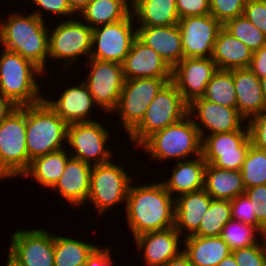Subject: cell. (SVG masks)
Returning <instances> with one entry per match:
<instances>
[{
	"instance_id": "b9f144b4",
	"label": "cell",
	"mask_w": 266,
	"mask_h": 266,
	"mask_svg": "<svg viewBox=\"0 0 266 266\" xmlns=\"http://www.w3.org/2000/svg\"><path fill=\"white\" fill-rule=\"evenodd\" d=\"M231 253L235 257L238 266H266L265 239L253 246L237 249Z\"/></svg>"
},
{
	"instance_id": "74e56055",
	"label": "cell",
	"mask_w": 266,
	"mask_h": 266,
	"mask_svg": "<svg viewBox=\"0 0 266 266\" xmlns=\"http://www.w3.org/2000/svg\"><path fill=\"white\" fill-rule=\"evenodd\" d=\"M240 171L245 189L266 184V151L251 145Z\"/></svg>"
},
{
	"instance_id": "f546056e",
	"label": "cell",
	"mask_w": 266,
	"mask_h": 266,
	"mask_svg": "<svg viewBox=\"0 0 266 266\" xmlns=\"http://www.w3.org/2000/svg\"><path fill=\"white\" fill-rule=\"evenodd\" d=\"M70 152L64 148L34 158L28 170L21 176V179H31L40 184L41 187L51 189L59 180L67 161L71 158Z\"/></svg>"
},
{
	"instance_id": "9a60e30c",
	"label": "cell",
	"mask_w": 266,
	"mask_h": 266,
	"mask_svg": "<svg viewBox=\"0 0 266 266\" xmlns=\"http://www.w3.org/2000/svg\"><path fill=\"white\" fill-rule=\"evenodd\" d=\"M252 145L249 129L206 135L201 143V155L207 164L227 170H241Z\"/></svg>"
},
{
	"instance_id": "9c48e42d",
	"label": "cell",
	"mask_w": 266,
	"mask_h": 266,
	"mask_svg": "<svg viewBox=\"0 0 266 266\" xmlns=\"http://www.w3.org/2000/svg\"><path fill=\"white\" fill-rule=\"evenodd\" d=\"M29 168L26 106L16 107L0 125V182L16 179Z\"/></svg>"
},
{
	"instance_id": "8fae6325",
	"label": "cell",
	"mask_w": 266,
	"mask_h": 266,
	"mask_svg": "<svg viewBox=\"0 0 266 266\" xmlns=\"http://www.w3.org/2000/svg\"><path fill=\"white\" fill-rule=\"evenodd\" d=\"M171 79L138 78L124 81L117 108L119 125L127 135L144 117L146 110L162 87Z\"/></svg>"
},
{
	"instance_id": "f1b7e54d",
	"label": "cell",
	"mask_w": 266,
	"mask_h": 266,
	"mask_svg": "<svg viewBox=\"0 0 266 266\" xmlns=\"http://www.w3.org/2000/svg\"><path fill=\"white\" fill-rule=\"evenodd\" d=\"M136 26H168L179 22L175 0H132Z\"/></svg>"
},
{
	"instance_id": "60d3db41",
	"label": "cell",
	"mask_w": 266,
	"mask_h": 266,
	"mask_svg": "<svg viewBox=\"0 0 266 266\" xmlns=\"http://www.w3.org/2000/svg\"><path fill=\"white\" fill-rule=\"evenodd\" d=\"M232 219L244 224L258 227L263 233L265 229L257 222L256 214L252 208L251 200L245 193L230 200Z\"/></svg>"
},
{
	"instance_id": "f6af8a7d",
	"label": "cell",
	"mask_w": 266,
	"mask_h": 266,
	"mask_svg": "<svg viewBox=\"0 0 266 266\" xmlns=\"http://www.w3.org/2000/svg\"><path fill=\"white\" fill-rule=\"evenodd\" d=\"M243 14L266 35V0H246Z\"/></svg>"
},
{
	"instance_id": "ac0fdd59",
	"label": "cell",
	"mask_w": 266,
	"mask_h": 266,
	"mask_svg": "<svg viewBox=\"0 0 266 266\" xmlns=\"http://www.w3.org/2000/svg\"><path fill=\"white\" fill-rule=\"evenodd\" d=\"M218 70L210 58H183L173 69L171 81L189 105L204 95L205 88Z\"/></svg>"
},
{
	"instance_id": "7bdbcfd3",
	"label": "cell",
	"mask_w": 266,
	"mask_h": 266,
	"mask_svg": "<svg viewBox=\"0 0 266 266\" xmlns=\"http://www.w3.org/2000/svg\"><path fill=\"white\" fill-rule=\"evenodd\" d=\"M244 193L251 200L257 222L266 230V184L247 188Z\"/></svg>"
},
{
	"instance_id": "f35d334b",
	"label": "cell",
	"mask_w": 266,
	"mask_h": 266,
	"mask_svg": "<svg viewBox=\"0 0 266 266\" xmlns=\"http://www.w3.org/2000/svg\"><path fill=\"white\" fill-rule=\"evenodd\" d=\"M32 1L35 6V9L32 11L37 17L43 21H48L49 19L45 18V15L57 16V20L62 18L63 20L71 19L76 14L71 10L67 0H29ZM46 12V14H44ZM60 17V18H59ZM66 17V18H65ZM45 19V20H44Z\"/></svg>"
},
{
	"instance_id": "30bf717a",
	"label": "cell",
	"mask_w": 266,
	"mask_h": 266,
	"mask_svg": "<svg viewBox=\"0 0 266 266\" xmlns=\"http://www.w3.org/2000/svg\"><path fill=\"white\" fill-rule=\"evenodd\" d=\"M100 119L67 126L66 149L71 152V157L91 166L110 162L115 154L107 144L112 136L109 133L112 132L107 130Z\"/></svg>"
},
{
	"instance_id": "4fadbf2b",
	"label": "cell",
	"mask_w": 266,
	"mask_h": 266,
	"mask_svg": "<svg viewBox=\"0 0 266 266\" xmlns=\"http://www.w3.org/2000/svg\"><path fill=\"white\" fill-rule=\"evenodd\" d=\"M83 64L90 70L83 82L102 113H105L102 115L111 116L118 106L125 81L122 64L92 58Z\"/></svg>"
},
{
	"instance_id": "603a6c76",
	"label": "cell",
	"mask_w": 266,
	"mask_h": 266,
	"mask_svg": "<svg viewBox=\"0 0 266 266\" xmlns=\"http://www.w3.org/2000/svg\"><path fill=\"white\" fill-rule=\"evenodd\" d=\"M137 37L153 48L173 69L183 59L178 24L168 26H137Z\"/></svg>"
},
{
	"instance_id": "ba28073f",
	"label": "cell",
	"mask_w": 266,
	"mask_h": 266,
	"mask_svg": "<svg viewBox=\"0 0 266 266\" xmlns=\"http://www.w3.org/2000/svg\"><path fill=\"white\" fill-rule=\"evenodd\" d=\"M58 22L55 27L49 26L48 60L61 61V70L67 72L66 69L71 71L72 65L77 66L81 58L82 63L90 58L92 29L78 16Z\"/></svg>"
},
{
	"instance_id": "836d02e7",
	"label": "cell",
	"mask_w": 266,
	"mask_h": 266,
	"mask_svg": "<svg viewBox=\"0 0 266 266\" xmlns=\"http://www.w3.org/2000/svg\"><path fill=\"white\" fill-rule=\"evenodd\" d=\"M202 98L221 106L237 108L232 70L218 69L207 84Z\"/></svg>"
},
{
	"instance_id": "83f0119b",
	"label": "cell",
	"mask_w": 266,
	"mask_h": 266,
	"mask_svg": "<svg viewBox=\"0 0 266 266\" xmlns=\"http://www.w3.org/2000/svg\"><path fill=\"white\" fill-rule=\"evenodd\" d=\"M183 252L193 266H217L231 251L220 236L191 235L183 238Z\"/></svg>"
},
{
	"instance_id": "d4e9b609",
	"label": "cell",
	"mask_w": 266,
	"mask_h": 266,
	"mask_svg": "<svg viewBox=\"0 0 266 266\" xmlns=\"http://www.w3.org/2000/svg\"><path fill=\"white\" fill-rule=\"evenodd\" d=\"M237 110L248 121L264 112L260 79L249 68L232 69Z\"/></svg>"
},
{
	"instance_id": "7dc6e473",
	"label": "cell",
	"mask_w": 266,
	"mask_h": 266,
	"mask_svg": "<svg viewBox=\"0 0 266 266\" xmlns=\"http://www.w3.org/2000/svg\"><path fill=\"white\" fill-rule=\"evenodd\" d=\"M115 259L112 258L111 246L98 245L89 255L84 266H114Z\"/></svg>"
},
{
	"instance_id": "cb8c5ba5",
	"label": "cell",
	"mask_w": 266,
	"mask_h": 266,
	"mask_svg": "<svg viewBox=\"0 0 266 266\" xmlns=\"http://www.w3.org/2000/svg\"><path fill=\"white\" fill-rule=\"evenodd\" d=\"M212 197L204 188L175 198V230L183 237L193 235L210 208Z\"/></svg>"
},
{
	"instance_id": "bcb514c9",
	"label": "cell",
	"mask_w": 266,
	"mask_h": 266,
	"mask_svg": "<svg viewBox=\"0 0 266 266\" xmlns=\"http://www.w3.org/2000/svg\"><path fill=\"white\" fill-rule=\"evenodd\" d=\"M180 19L210 14V0H175Z\"/></svg>"
},
{
	"instance_id": "484cf974",
	"label": "cell",
	"mask_w": 266,
	"mask_h": 266,
	"mask_svg": "<svg viewBox=\"0 0 266 266\" xmlns=\"http://www.w3.org/2000/svg\"><path fill=\"white\" fill-rule=\"evenodd\" d=\"M176 163L169 179L161 180L165 189L174 198L204 188L207 163L202 155Z\"/></svg>"
},
{
	"instance_id": "5b68a950",
	"label": "cell",
	"mask_w": 266,
	"mask_h": 266,
	"mask_svg": "<svg viewBox=\"0 0 266 266\" xmlns=\"http://www.w3.org/2000/svg\"><path fill=\"white\" fill-rule=\"evenodd\" d=\"M67 126L68 124L44 100L26 106V147L29 166L36 157L66 148Z\"/></svg>"
},
{
	"instance_id": "4dcf8cb0",
	"label": "cell",
	"mask_w": 266,
	"mask_h": 266,
	"mask_svg": "<svg viewBox=\"0 0 266 266\" xmlns=\"http://www.w3.org/2000/svg\"><path fill=\"white\" fill-rule=\"evenodd\" d=\"M204 189L212 199L232 200L245 192L240 170H227L207 164Z\"/></svg>"
},
{
	"instance_id": "f5cc1de1",
	"label": "cell",
	"mask_w": 266,
	"mask_h": 266,
	"mask_svg": "<svg viewBox=\"0 0 266 266\" xmlns=\"http://www.w3.org/2000/svg\"><path fill=\"white\" fill-rule=\"evenodd\" d=\"M217 266H238L232 253L219 262Z\"/></svg>"
},
{
	"instance_id": "11a10c76",
	"label": "cell",
	"mask_w": 266,
	"mask_h": 266,
	"mask_svg": "<svg viewBox=\"0 0 266 266\" xmlns=\"http://www.w3.org/2000/svg\"><path fill=\"white\" fill-rule=\"evenodd\" d=\"M6 264L4 266H15L14 264H12L8 259L5 262Z\"/></svg>"
},
{
	"instance_id": "7402d4cb",
	"label": "cell",
	"mask_w": 266,
	"mask_h": 266,
	"mask_svg": "<svg viewBox=\"0 0 266 266\" xmlns=\"http://www.w3.org/2000/svg\"><path fill=\"white\" fill-rule=\"evenodd\" d=\"M125 80L138 78L172 79V69L162 57L138 37L122 63Z\"/></svg>"
},
{
	"instance_id": "681fc988",
	"label": "cell",
	"mask_w": 266,
	"mask_h": 266,
	"mask_svg": "<svg viewBox=\"0 0 266 266\" xmlns=\"http://www.w3.org/2000/svg\"><path fill=\"white\" fill-rule=\"evenodd\" d=\"M16 108V106L2 93H0V125L3 120Z\"/></svg>"
},
{
	"instance_id": "e0dca14e",
	"label": "cell",
	"mask_w": 266,
	"mask_h": 266,
	"mask_svg": "<svg viewBox=\"0 0 266 266\" xmlns=\"http://www.w3.org/2000/svg\"><path fill=\"white\" fill-rule=\"evenodd\" d=\"M183 58H210L223 25L211 14L179 19Z\"/></svg>"
},
{
	"instance_id": "5bb4252c",
	"label": "cell",
	"mask_w": 266,
	"mask_h": 266,
	"mask_svg": "<svg viewBox=\"0 0 266 266\" xmlns=\"http://www.w3.org/2000/svg\"><path fill=\"white\" fill-rule=\"evenodd\" d=\"M132 12L123 20L92 29L90 58L122 64L137 37Z\"/></svg>"
},
{
	"instance_id": "f907efd6",
	"label": "cell",
	"mask_w": 266,
	"mask_h": 266,
	"mask_svg": "<svg viewBox=\"0 0 266 266\" xmlns=\"http://www.w3.org/2000/svg\"><path fill=\"white\" fill-rule=\"evenodd\" d=\"M163 266H193L189 257L182 251L178 256L169 260Z\"/></svg>"
},
{
	"instance_id": "7a4b0ae2",
	"label": "cell",
	"mask_w": 266,
	"mask_h": 266,
	"mask_svg": "<svg viewBox=\"0 0 266 266\" xmlns=\"http://www.w3.org/2000/svg\"><path fill=\"white\" fill-rule=\"evenodd\" d=\"M27 13L16 11L0 18V50L18 53L48 74L49 28L46 21Z\"/></svg>"
},
{
	"instance_id": "4316f807",
	"label": "cell",
	"mask_w": 266,
	"mask_h": 266,
	"mask_svg": "<svg viewBox=\"0 0 266 266\" xmlns=\"http://www.w3.org/2000/svg\"><path fill=\"white\" fill-rule=\"evenodd\" d=\"M253 51L222 27L217 35L211 58L218 69L248 68Z\"/></svg>"
},
{
	"instance_id": "d6986e66",
	"label": "cell",
	"mask_w": 266,
	"mask_h": 266,
	"mask_svg": "<svg viewBox=\"0 0 266 266\" xmlns=\"http://www.w3.org/2000/svg\"><path fill=\"white\" fill-rule=\"evenodd\" d=\"M78 82L80 83L77 84L76 82L72 86L65 87L56 99L54 97L49 98L46 94L43 98L48 106L68 125L96 121L93 111L95 109L102 111L95 103L86 84L81 79Z\"/></svg>"
},
{
	"instance_id": "c3c4849f",
	"label": "cell",
	"mask_w": 266,
	"mask_h": 266,
	"mask_svg": "<svg viewBox=\"0 0 266 266\" xmlns=\"http://www.w3.org/2000/svg\"><path fill=\"white\" fill-rule=\"evenodd\" d=\"M248 68L259 79L266 77V45L253 52Z\"/></svg>"
},
{
	"instance_id": "44dd1931",
	"label": "cell",
	"mask_w": 266,
	"mask_h": 266,
	"mask_svg": "<svg viewBox=\"0 0 266 266\" xmlns=\"http://www.w3.org/2000/svg\"><path fill=\"white\" fill-rule=\"evenodd\" d=\"M92 166L82 160L71 157L65 166L63 174L50 189L58 194L63 202L70 207L81 210L87 205L90 192V174ZM72 205V206H71Z\"/></svg>"
},
{
	"instance_id": "6da1fadb",
	"label": "cell",
	"mask_w": 266,
	"mask_h": 266,
	"mask_svg": "<svg viewBox=\"0 0 266 266\" xmlns=\"http://www.w3.org/2000/svg\"><path fill=\"white\" fill-rule=\"evenodd\" d=\"M130 185L125 207V221L132 237L174 227L175 198L161 181Z\"/></svg>"
},
{
	"instance_id": "db71d44e",
	"label": "cell",
	"mask_w": 266,
	"mask_h": 266,
	"mask_svg": "<svg viewBox=\"0 0 266 266\" xmlns=\"http://www.w3.org/2000/svg\"><path fill=\"white\" fill-rule=\"evenodd\" d=\"M260 84L262 87V94L264 100V111H266V77L260 79Z\"/></svg>"
},
{
	"instance_id": "d590c367",
	"label": "cell",
	"mask_w": 266,
	"mask_h": 266,
	"mask_svg": "<svg viewBox=\"0 0 266 266\" xmlns=\"http://www.w3.org/2000/svg\"><path fill=\"white\" fill-rule=\"evenodd\" d=\"M232 219L229 200L212 199L210 208L205 212L198 230L193 235L220 236L223 226Z\"/></svg>"
},
{
	"instance_id": "ffe728a7",
	"label": "cell",
	"mask_w": 266,
	"mask_h": 266,
	"mask_svg": "<svg viewBox=\"0 0 266 266\" xmlns=\"http://www.w3.org/2000/svg\"><path fill=\"white\" fill-rule=\"evenodd\" d=\"M133 240L137 252L143 256L144 266H163L183 251V237L175 227L146 232Z\"/></svg>"
},
{
	"instance_id": "3957f363",
	"label": "cell",
	"mask_w": 266,
	"mask_h": 266,
	"mask_svg": "<svg viewBox=\"0 0 266 266\" xmlns=\"http://www.w3.org/2000/svg\"><path fill=\"white\" fill-rule=\"evenodd\" d=\"M0 53V93L16 107L42 102L45 92L39 79L45 74L18 53L4 48Z\"/></svg>"
},
{
	"instance_id": "8d00e7d4",
	"label": "cell",
	"mask_w": 266,
	"mask_h": 266,
	"mask_svg": "<svg viewBox=\"0 0 266 266\" xmlns=\"http://www.w3.org/2000/svg\"><path fill=\"white\" fill-rule=\"evenodd\" d=\"M223 27L253 52L266 45V35L250 22L244 14L228 20Z\"/></svg>"
},
{
	"instance_id": "7c38bea8",
	"label": "cell",
	"mask_w": 266,
	"mask_h": 266,
	"mask_svg": "<svg viewBox=\"0 0 266 266\" xmlns=\"http://www.w3.org/2000/svg\"><path fill=\"white\" fill-rule=\"evenodd\" d=\"M7 259L15 266H54V233L46 228L10 233Z\"/></svg>"
},
{
	"instance_id": "52a82bcc",
	"label": "cell",
	"mask_w": 266,
	"mask_h": 266,
	"mask_svg": "<svg viewBox=\"0 0 266 266\" xmlns=\"http://www.w3.org/2000/svg\"><path fill=\"white\" fill-rule=\"evenodd\" d=\"M117 163L112 160L92 166L87 203L93 205L98 217L119 204L125 209L130 185L136 179L128 173L126 166Z\"/></svg>"
},
{
	"instance_id": "e575fe53",
	"label": "cell",
	"mask_w": 266,
	"mask_h": 266,
	"mask_svg": "<svg viewBox=\"0 0 266 266\" xmlns=\"http://www.w3.org/2000/svg\"><path fill=\"white\" fill-rule=\"evenodd\" d=\"M220 237L227 243L232 252L260 243L264 239V233L256 226L230 219L223 226Z\"/></svg>"
},
{
	"instance_id": "ee69618b",
	"label": "cell",
	"mask_w": 266,
	"mask_h": 266,
	"mask_svg": "<svg viewBox=\"0 0 266 266\" xmlns=\"http://www.w3.org/2000/svg\"><path fill=\"white\" fill-rule=\"evenodd\" d=\"M247 125L252 145L259 150L266 151V111L250 118Z\"/></svg>"
},
{
	"instance_id": "1f68e13d",
	"label": "cell",
	"mask_w": 266,
	"mask_h": 266,
	"mask_svg": "<svg viewBox=\"0 0 266 266\" xmlns=\"http://www.w3.org/2000/svg\"><path fill=\"white\" fill-rule=\"evenodd\" d=\"M131 7L132 0H91L78 17L93 29L125 19Z\"/></svg>"
},
{
	"instance_id": "ab89813d",
	"label": "cell",
	"mask_w": 266,
	"mask_h": 266,
	"mask_svg": "<svg viewBox=\"0 0 266 266\" xmlns=\"http://www.w3.org/2000/svg\"><path fill=\"white\" fill-rule=\"evenodd\" d=\"M246 0H210V14L224 25L244 12Z\"/></svg>"
},
{
	"instance_id": "d6a6232c",
	"label": "cell",
	"mask_w": 266,
	"mask_h": 266,
	"mask_svg": "<svg viewBox=\"0 0 266 266\" xmlns=\"http://www.w3.org/2000/svg\"><path fill=\"white\" fill-rule=\"evenodd\" d=\"M54 233V266H84L89 255L98 246L92 242Z\"/></svg>"
},
{
	"instance_id": "8992f818",
	"label": "cell",
	"mask_w": 266,
	"mask_h": 266,
	"mask_svg": "<svg viewBox=\"0 0 266 266\" xmlns=\"http://www.w3.org/2000/svg\"><path fill=\"white\" fill-rule=\"evenodd\" d=\"M188 115V104L172 81L155 96L142 120L126 135L137 148L153 133L177 123Z\"/></svg>"
},
{
	"instance_id": "816d5d0a",
	"label": "cell",
	"mask_w": 266,
	"mask_h": 266,
	"mask_svg": "<svg viewBox=\"0 0 266 266\" xmlns=\"http://www.w3.org/2000/svg\"><path fill=\"white\" fill-rule=\"evenodd\" d=\"M91 0H67L71 10L78 16V14L90 3Z\"/></svg>"
},
{
	"instance_id": "2e32d148",
	"label": "cell",
	"mask_w": 266,
	"mask_h": 266,
	"mask_svg": "<svg viewBox=\"0 0 266 266\" xmlns=\"http://www.w3.org/2000/svg\"><path fill=\"white\" fill-rule=\"evenodd\" d=\"M188 115L197 127L201 140L206 135L249 129L237 108L221 106L202 97L188 105Z\"/></svg>"
},
{
	"instance_id": "277c9868",
	"label": "cell",
	"mask_w": 266,
	"mask_h": 266,
	"mask_svg": "<svg viewBox=\"0 0 266 266\" xmlns=\"http://www.w3.org/2000/svg\"><path fill=\"white\" fill-rule=\"evenodd\" d=\"M201 143L198 129L187 115L177 123L153 133L138 149L145 152L150 160L170 163L174 159L178 162L200 156Z\"/></svg>"
},
{
	"instance_id": "9f6ffc18",
	"label": "cell",
	"mask_w": 266,
	"mask_h": 266,
	"mask_svg": "<svg viewBox=\"0 0 266 266\" xmlns=\"http://www.w3.org/2000/svg\"><path fill=\"white\" fill-rule=\"evenodd\" d=\"M264 239H265V242H266V230H265V233H264Z\"/></svg>"
}]
</instances>
